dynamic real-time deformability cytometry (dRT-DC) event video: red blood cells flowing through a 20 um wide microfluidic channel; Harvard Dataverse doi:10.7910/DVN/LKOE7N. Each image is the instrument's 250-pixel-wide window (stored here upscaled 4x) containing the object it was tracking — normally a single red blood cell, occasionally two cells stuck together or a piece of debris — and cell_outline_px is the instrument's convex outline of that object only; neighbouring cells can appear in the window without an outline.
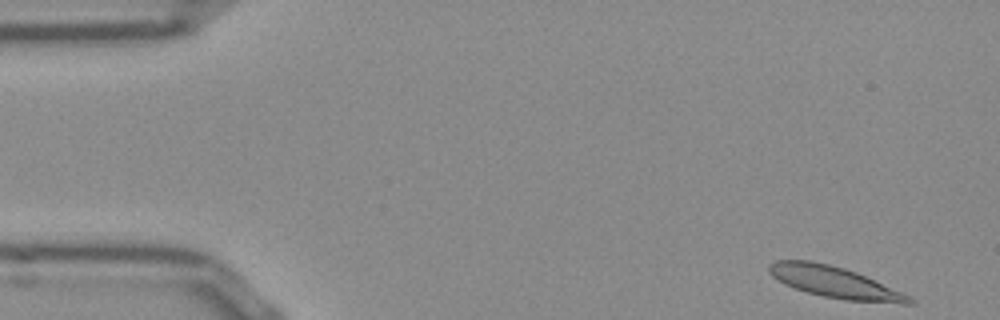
{"species": "Egyptian fruit bat (a non-hibernating species)", "species_latin": "Rousettus aegyptiacus", "temperature_condition": "room temperature", "stored_images_in_passage": 50, "camera_frame_rate_fps": 3000, "um_per_image_px": 0.085, "frame": {"image": 1, "passage_image": 1, "time_ms": 0.0, "image_size_px": [1000, 320], "cell_outline_px": [[916, 300], [912, 304], [900, 304], [844, 300], [824, 296], [808, 292], [784, 284], [772, 276], [768, 272], [768, 264], [776, 260], [808, 260], [828, 264], [844, 268], [856, 272], [900, 292]], "centroid_in_image_um": [70.91, 23.99], "position_along_channel_um": 14.1, "area_um2": 25.32}}
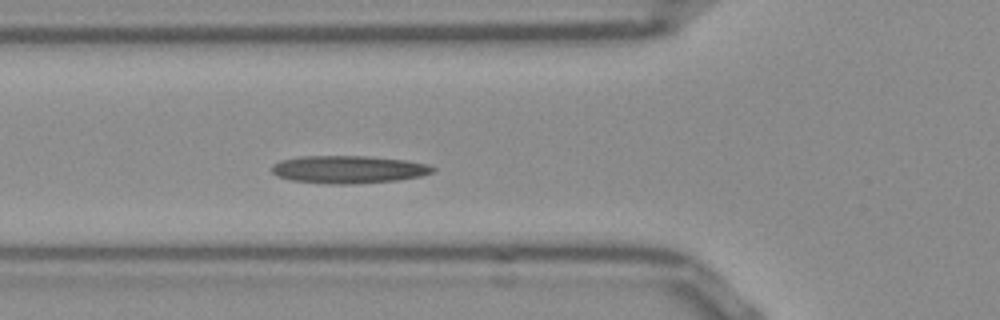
{"frame": {"image": 2, "passage_image": 16, "time_ms": 5.0, "image_size_px": [1000, 320], "cell_outline_px": [[436, 172], [420, 176], [396, 180], [356, 184], [328, 184], [292, 180], [276, 176], [272, 172], [272, 164], [280, 160], [304, 156], [368, 156], [408, 160], [428, 164], [436, 168]], "centroid_in_image_um": [29.65, 14.4], "position_along_channel_um": 96.2, "area_um2": 26.18}}
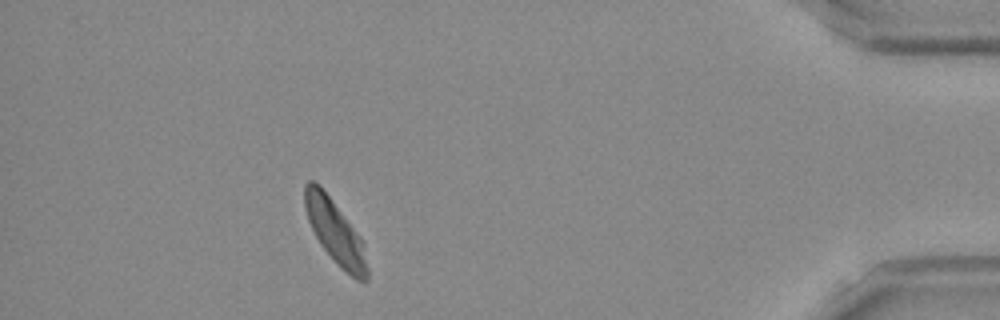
{"frame": {"image": 3, "passage_image": 45, "time_ms": 14.667, "image_size_px": [1000, 320], "cell_outline_px": [[368, 280], [356, 280], [320, 244], [308, 220], [304, 208], [304, 184], [308, 180], [312, 180], [328, 196], [360, 236], [364, 244], [368, 268]], "centroid_in_image_um": [28.49, 19.7], "position_along_channel_um": 406.7, "area_um2": 22.25}, "authors_computed_cell_mechanics": {"area_um2": 24.4494, "velocity_mm_per_s": 3.7908, "shape_relaxation_time_tau1_ms": null, "shape_relaxation_time_tau2_ms": 2.9576, "deformation_change_tau1": null, "deformation_change_tau2": 0.0829}}